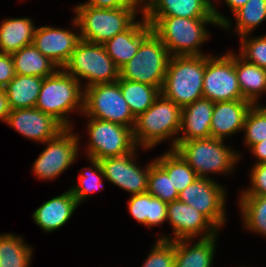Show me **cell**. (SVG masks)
Returning <instances> with one entry per match:
<instances>
[{
  "mask_svg": "<svg viewBox=\"0 0 266 267\" xmlns=\"http://www.w3.org/2000/svg\"><path fill=\"white\" fill-rule=\"evenodd\" d=\"M153 32L173 56H202L198 47L207 40L204 24H218L216 18L145 16Z\"/></svg>",
  "mask_w": 266,
  "mask_h": 267,
  "instance_id": "obj_1",
  "label": "cell"
},
{
  "mask_svg": "<svg viewBox=\"0 0 266 267\" xmlns=\"http://www.w3.org/2000/svg\"><path fill=\"white\" fill-rule=\"evenodd\" d=\"M204 73L205 55H171L160 92L183 108L203 97Z\"/></svg>",
  "mask_w": 266,
  "mask_h": 267,
  "instance_id": "obj_2",
  "label": "cell"
},
{
  "mask_svg": "<svg viewBox=\"0 0 266 267\" xmlns=\"http://www.w3.org/2000/svg\"><path fill=\"white\" fill-rule=\"evenodd\" d=\"M75 12L73 23L80 26L81 40L104 44L134 23L137 8H95L83 3L75 7Z\"/></svg>",
  "mask_w": 266,
  "mask_h": 267,
  "instance_id": "obj_3",
  "label": "cell"
},
{
  "mask_svg": "<svg viewBox=\"0 0 266 267\" xmlns=\"http://www.w3.org/2000/svg\"><path fill=\"white\" fill-rule=\"evenodd\" d=\"M80 89L76 78L64 69H59L43 78L35 108L53 116L65 128H70V123L64 115L76 108L83 112L84 92Z\"/></svg>",
  "mask_w": 266,
  "mask_h": 267,
  "instance_id": "obj_4",
  "label": "cell"
},
{
  "mask_svg": "<svg viewBox=\"0 0 266 267\" xmlns=\"http://www.w3.org/2000/svg\"><path fill=\"white\" fill-rule=\"evenodd\" d=\"M181 111L180 106L160 94L147 111L135 118L132 130L136 146L141 143L150 148L178 133Z\"/></svg>",
  "mask_w": 266,
  "mask_h": 267,
  "instance_id": "obj_5",
  "label": "cell"
},
{
  "mask_svg": "<svg viewBox=\"0 0 266 267\" xmlns=\"http://www.w3.org/2000/svg\"><path fill=\"white\" fill-rule=\"evenodd\" d=\"M168 49L152 31L140 44L136 55L120 70V78L152 85L161 91L170 59Z\"/></svg>",
  "mask_w": 266,
  "mask_h": 267,
  "instance_id": "obj_6",
  "label": "cell"
},
{
  "mask_svg": "<svg viewBox=\"0 0 266 267\" xmlns=\"http://www.w3.org/2000/svg\"><path fill=\"white\" fill-rule=\"evenodd\" d=\"M63 69L78 81H80L78 77L89 80L87 87L113 83L120 77L119 68L106 53L103 44H94L83 40L77 44Z\"/></svg>",
  "mask_w": 266,
  "mask_h": 267,
  "instance_id": "obj_7",
  "label": "cell"
},
{
  "mask_svg": "<svg viewBox=\"0 0 266 267\" xmlns=\"http://www.w3.org/2000/svg\"><path fill=\"white\" fill-rule=\"evenodd\" d=\"M224 139H192L177 143L174 148L198 178H207L206 172H229L238 161L237 153L223 145Z\"/></svg>",
  "mask_w": 266,
  "mask_h": 267,
  "instance_id": "obj_8",
  "label": "cell"
},
{
  "mask_svg": "<svg viewBox=\"0 0 266 267\" xmlns=\"http://www.w3.org/2000/svg\"><path fill=\"white\" fill-rule=\"evenodd\" d=\"M83 111L91 118L118 123L132 129L135 124V117L123 98L117 81L86 87Z\"/></svg>",
  "mask_w": 266,
  "mask_h": 267,
  "instance_id": "obj_9",
  "label": "cell"
},
{
  "mask_svg": "<svg viewBox=\"0 0 266 267\" xmlns=\"http://www.w3.org/2000/svg\"><path fill=\"white\" fill-rule=\"evenodd\" d=\"M89 158L101 160L107 157L123 156L132 152L136 146L133 130L124 125L90 118Z\"/></svg>",
  "mask_w": 266,
  "mask_h": 267,
  "instance_id": "obj_10",
  "label": "cell"
},
{
  "mask_svg": "<svg viewBox=\"0 0 266 267\" xmlns=\"http://www.w3.org/2000/svg\"><path fill=\"white\" fill-rule=\"evenodd\" d=\"M209 57L205 56L203 97L212 102L245 100L235 70V55L229 53L219 58Z\"/></svg>",
  "mask_w": 266,
  "mask_h": 267,
  "instance_id": "obj_11",
  "label": "cell"
},
{
  "mask_svg": "<svg viewBox=\"0 0 266 267\" xmlns=\"http://www.w3.org/2000/svg\"><path fill=\"white\" fill-rule=\"evenodd\" d=\"M71 127L62 130L53 139L47 140V147L35 160L33 171L38 178L53 179L66 170L78 154L79 139L71 134Z\"/></svg>",
  "mask_w": 266,
  "mask_h": 267,
  "instance_id": "obj_12",
  "label": "cell"
},
{
  "mask_svg": "<svg viewBox=\"0 0 266 267\" xmlns=\"http://www.w3.org/2000/svg\"><path fill=\"white\" fill-rule=\"evenodd\" d=\"M224 192L223 187L209 177L197 178L178 194V200L201 212L219 228L226 221Z\"/></svg>",
  "mask_w": 266,
  "mask_h": 267,
  "instance_id": "obj_13",
  "label": "cell"
},
{
  "mask_svg": "<svg viewBox=\"0 0 266 267\" xmlns=\"http://www.w3.org/2000/svg\"><path fill=\"white\" fill-rule=\"evenodd\" d=\"M136 148L123 156L107 157L99 160L104 178L133 195L145 193L148 189L149 164L141 170L133 161Z\"/></svg>",
  "mask_w": 266,
  "mask_h": 267,
  "instance_id": "obj_14",
  "label": "cell"
},
{
  "mask_svg": "<svg viewBox=\"0 0 266 267\" xmlns=\"http://www.w3.org/2000/svg\"><path fill=\"white\" fill-rule=\"evenodd\" d=\"M141 10L144 16L216 18L220 27L230 26L228 19L216 11L210 0H148Z\"/></svg>",
  "mask_w": 266,
  "mask_h": 267,
  "instance_id": "obj_15",
  "label": "cell"
},
{
  "mask_svg": "<svg viewBox=\"0 0 266 267\" xmlns=\"http://www.w3.org/2000/svg\"><path fill=\"white\" fill-rule=\"evenodd\" d=\"M6 123L23 136L44 143L65 129L53 116L35 107L10 110Z\"/></svg>",
  "mask_w": 266,
  "mask_h": 267,
  "instance_id": "obj_16",
  "label": "cell"
},
{
  "mask_svg": "<svg viewBox=\"0 0 266 267\" xmlns=\"http://www.w3.org/2000/svg\"><path fill=\"white\" fill-rule=\"evenodd\" d=\"M167 220L174 228L175 239L170 240L168 237L159 239L169 241L191 239L207 229V233L201 238L217 234V227L206 216L178 199L167 204Z\"/></svg>",
  "mask_w": 266,
  "mask_h": 267,
  "instance_id": "obj_17",
  "label": "cell"
},
{
  "mask_svg": "<svg viewBox=\"0 0 266 267\" xmlns=\"http://www.w3.org/2000/svg\"><path fill=\"white\" fill-rule=\"evenodd\" d=\"M80 41V35L71 31L43 26L35 29L32 44L58 68H63Z\"/></svg>",
  "mask_w": 266,
  "mask_h": 267,
  "instance_id": "obj_18",
  "label": "cell"
},
{
  "mask_svg": "<svg viewBox=\"0 0 266 267\" xmlns=\"http://www.w3.org/2000/svg\"><path fill=\"white\" fill-rule=\"evenodd\" d=\"M214 104L215 102L202 97L182 108L180 131L185 135L174 139L172 149L177 143L184 141L211 138L210 125Z\"/></svg>",
  "mask_w": 266,
  "mask_h": 267,
  "instance_id": "obj_19",
  "label": "cell"
},
{
  "mask_svg": "<svg viewBox=\"0 0 266 267\" xmlns=\"http://www.w3.org/2000/svg\"><path fill=\"white\" fill-rule=\"evenodd\" d=\"M143 17V22H134L127 30L103 44L106 53L119 69L136 55L141 42L153 31Z\"/></svg>",
  "mask_w": 266,
  "mask_h": 267,
  "instance_id": "obj_20",
  "label": "cell"
},
{
  "mask_svg": "<svg viewBox=\"0 0 266 267\" xmlns=\"http://www.w3.org/2000/svg\"><path fill=\"white\" fill-rule=\"evenodd\" d=\"M252 105L247 100L215 102L210 125L211 138L223 139L243 130L246 115Z\"/></svg>",
  "mask_w": 266,
  "mask_h": 267,
  "instance_id": "obj_21",
  "label": "cell"
},
{
  "mask_svg": "<svg viewBox=\"0 0 266 267\" xmlns=\"http://www.w3.org/2000/svg\"><path fill=\"white\" fill-rule=\"evenodd\" d=\"M78 203L70 190L42 204L33 214L35 223L51 232L63 226L77 208Z\"/></svg>",
  "mask_w": 266,
  "mask_h": 267,
  "instance_id": "obj_22",
  "label": "cell"
},
{
  "mask_svg": "<svg viewBox=\"0 0 266 267\" xmlns=\"http://www.w3.org/2000/svg\"><path fill=\"white\" fill-rule=\"evenodd\" d=\"M210 236L200 238L197 243L192 245L181 239L175 241V263L174 267H210L215 251V237Z\"/></svg>",
  "mask_w": 266,
  "mask_h": 267,
  "instance_id": "obj_23",
  "label": "cell"
},
{
  "mask_svg": "<svg viewBox=\"0 0 266 267\" xmlns=\"http://www.w3.org/2000/svg\"><path fill=\"white\" fill-rule=\"evenodd\" d=\"M42 82V77L15 75L4 87L10 110L34 108Z\"/></svg>",
  "mask_w": 266,
  "mask_h": 267,
  "instance_id": "obj_24",
  "label": "cell"
},
{
  "mask_svg": "<svg viewBox=\"0 0 266 267\" xmlns=\"http://www.w3.org/2000/svg\"><path fill=\"white\" fill-rule=\"evenodd\" d=\"M29 18L5 19L0 25V53L12 54L33 43L35 26Z\"/></svg>",
  "mask_w": 266,
  "mask_h": 267,
  "instance_id": "obj_25",
  "label": "cell"
},
{
  "mask_svg": "<svg viewBox=\"0 0 266 267\" xmlns=\"http://www.w3.org/2000/svg\"><path fill=\"white\" fill-rule=\"evenodd\" d=\"M16 75L45 78L54 74L58 66L44 56L33 44L11 54Z\"/></svg>",
  "mask_w": 266,
  "mask_h": 267,
  "instance_id": "obj_26",
  "label": "cell"
},
{
  "mask_svg": "<svg viewBox=\"0 0 266 267\" xmlns=\"http://www.w3.org/2000/svg\"><path fill=\"white\" fill-rule=\"evenodd\" d=\"M167 202L150 193L132 195L128 203L131 215L140 223L150 228L167 220Z\"/></svg>",
  "mask_w": 266,
  "mask_h": 267,
  "instance_id": "obj_27",
  "label": "cell"
},
{
  "mask_svg": "<svg viewBox=\"0 0 266 267\" xmlns=\"http://www.w3.org/2000/svg\"><path fill=\"white\" fill-rule=\"evenodd\" d=\"M239 57L235 56L239 87L243 98L254 105L258 100V95L266 91V69Z\"/></svg>",
  "mask_w": 266,
  "mask_h": 267,
  "instance_id": "obj_28",
  "label": "cell"
},
{
  "mask_svg": "<svg viewBox=\"0 0 266 267\" xmlns=\"http://www.w3.org/2000/svg\"><path fill=\"white\" fill-rule=\"evenodd\" d=\"M117 82L120 85L123 98L128 103L135 118L147 111L161 94L160 90L152 85L133 82L120 77Z\"/></svg>",
  "mask_w": 266,
  "mask_h": 267,
  "instance_id": "obj_29",
  "label": "cell"
},
{
  "mask_svg": "<svg viewBox=\"0 0 266 267\" xmlns=\"http://www.w3.org/2000/svg\"><path fill=\"white\" fill-rule=\"evenodd\" d=\"M155 162L168 174L178 193L198 178L196 172L175 149L166 152Z\"/></svg>",
  "mask_w": 266,
  "mask_h": 267,
  "instance_id": "obj_30",
  "label": "cell"
},
{
  "mask_svg": "<svg viewBox=\"0 0 266 267\" xmlns=\"http://www.w3.org/2000/svg\"><path fill=\"white\" fill-rule=\"evenodd\" d=\"M21 237L0 235V267H29L32 250Z\"/></svg>",
  "mask_w": 266,
  "mask_h": 267,
  "instance_id": "obj_31",
  "label": "cell"
},
{
  "mask_svg": "<svg viewBox=\"0 0 266 267\" xmlns=\"http://www.w3.org/2000/svg\"><path fill=\"white\" fill-rule=\"evenodd\" d=\"M240 206L245 226L266 235V196L242 195Z\"/></svg>",
  "mask_w": 266,
  "mask_h": 267,
  "instance_id": "obj_32",
  "label": "cell"
},
{
  "mask_svg": "<svg viewBox=\"0 0 266 267\" xmlns=\"http://www.w3.org/2000/svg\"><path fill=\"white\" fill-rule=\"evenodd\" d=\"M233 14L237 19L239 35H248L252 29L266 19V0H249Z\"/></svg>",
  "mask_w": 266,
  "mask_h": 267,
  "instance_id": "obj_33",
  "label": "cell"
},
{
  "mask_svg": "<svg viewBox=\"0 0 266 267\" xmlns=\"http://www.w3.org/2000/svg\"><path fill=\"white\" fill-rule=\"evenodd\" d=\"M147 192L167 203L178 199V192L168 174L154 161L150 166Z\"/></svg>",
  "mask_w": 266,
  "mask_h": 267,
  "instance_id": "obj_34",
  "label": "cell"
},
{
  "mask_svg": "<svg viewBox=\"0 0 266 267\" xmlns=\"http://www.w3.org/2000/svg\"><path fill=\"white\" fill-rule=\"evenodd\" d=\"M245 129V130H244ZM243 130L246 131L247 145H252L266 139V112L256 105H252L249 109L245 121Z\"/></svg>",
  "mask_w": 266,
  "mask_h": 267,
  "instance_id": "obj_35",
  "label": "cell"
},
{
  "mask_svg": "<svg viewBox=\"0 0 266 267\" xmlns=\"http://www.w3.org/2000/svg\"><path fill=\"white\" fill-rule=\"evenodd\" d=\"M90 161L96 170L94 171L93 169L89 168L88 172L84 174L82 173V175L79 176V186L70 189L78 205L82 200L86 199L91 192H94L95 190H101L103 186L101 185L100 176L104 177V173L100 162L93 159H90Z\"/></svg>",
  "mask_w": 266,
  "mask_h": 267,
  "instance_id": "obj_36",
  "label": "cell"
},
{
  "mask_svg": "<svg viewBox=\"0 0 266 267\" xmlns=\"http://www.w3.org/2000/svg\"><path fill=\"white\" fill-rule=\"evenodd\" d=\"M142 267H174L175 241L158 239Z\"/></svg>",
  "mask_w": 266,
  "mask_h": 267,
  "instance_id": "obj_37",
  "label": "cell"
},
{
  "mask_svg": "<svg viewBox=\"0 0 266 267\" xmlns=\"http://www.w3.org/2000/svg\"><path fill=\"white\" fill-rule=\"evenodd\" d=\"M241 38V57L249 63L266 69V35L251 40H247V35Z\"/></svg>",
  "mask_w": 266,
  "mask_h": 267,
  "instance_id": "obj_38",
  "label": "cell"
},
{
  "mask_svg": "<svg viewBox=\"0 0 266 267\" xmlns=\"http://www.w3.org/2000/svg\"><path fill=\"white\" fill-rule=\"evenodd\" d=\"M252 187L242 195L266 196V163L255 164L251 172Z\"/></svg>",
  "mask_w": 266,
  "mask_h": 267,
  "instance_id": "obj_39",
  "label": "cell"
},
{
  "mask_svg": "<svg viewBox=\"0 0 266 267\" xmlns=\"http://www.w3.org/2000/svg\"><path fill=\"white\" fill-rule=\"evenodd\" d=\"M15 75L11 54L0 53V88H4Z\"/></svg>",
  "mask_w": 266,
  "mask_h": 267,
  "instance_id": "obj_40",
  "label": "cell"
},
{
  "mask_svg": "<svg viewBox=\"0 0 266 267\" xmlns=\"http://www.w3.org/2000/svg\"><path fill=\"white\" fill-rule=\"evenodd\" d=\"M145 0H90L85 4L90 5L95 8H106V9H114V8H136L139 4L138 2H142Z\"/></svg>",
  "mask_w": 266,
  "mask_h": 267,
  "instance_id": "obj_41",
  "label": "cell"
},
{
  "mask_svg": "<svg viewBox=\"0 0 266 267\" xmlns=\"http://www.w3.org/2000/svg\"><path fill=\"white\" fill-rule=\"evenodd\" d=\"M250 148H252L251 151L256 155V158L258 157V163L256 164L266 163V139L252 145Z\"/></svg>",
  "mask_w": 266,
  "mask_h": 267,
  "instance_id": "obj_42",
  "label": "cell"
},
{
  "mask_svg": "<svg viewBox=\"0 0 266 267\" xmlns=\"http://www.w3.org/2000/svg\"><path fill=\"white\" fill-rule=\"evenodd\" d=\"M10 108L4 88H0V119L6 122Z\"/></svg>",
  "mask_w": 266,
  "mask_h": 267,
  "instance_id": "obj_43",
  "label": "cell"
},
{
  "mask_svg": "<svg viewBox=\"0 0 266 267\" xmlns=\"http://www.w3.org/2000/svg\"><path fill=\"white\" fill-rule=\"evenodd\" d=\"M249 0H225V3L232 9L233 13L244 6Z\"/></svg>",
  "mask_w": 266,
  "mask_h": 267,
  "instance_id": "obj_44",
  "label": "cell"
},
{
  "mask_svg": "<svg viewBox=\"0 0 266 267\" xmlns=\"http://www.w3.org/2000/svg\"><path fill=\"white\" fill-rule=\"evenodd\" d=\"M260 108H262V109L266 112V106H265V107H261V106H260Z\"/></svg>",
  "mask_w": 266,
  "mask_h": 267,
  "instance_id": "obj_45",
  "label": "cell"
}]
</instances>
